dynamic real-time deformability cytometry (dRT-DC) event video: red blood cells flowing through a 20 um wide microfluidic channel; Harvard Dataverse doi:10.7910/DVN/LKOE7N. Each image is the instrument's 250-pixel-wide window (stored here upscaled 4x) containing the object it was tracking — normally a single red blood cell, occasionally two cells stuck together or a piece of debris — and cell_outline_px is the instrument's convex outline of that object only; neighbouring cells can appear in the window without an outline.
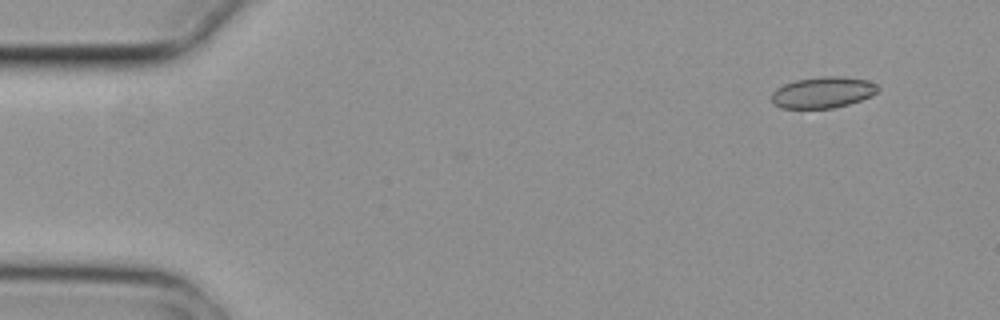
{"species": "common noctule bat (a hibernating species)", "species_latin": "Nyctalus noctula", "temperature_condition": "cold", "stored_images_in_passage": 5, "camera_frame_rate_fps": 3000, "um_per_image_px": 0.085, "animal": {"sex": "female", "body_mass_g": 29.2, "forearm_length_mm": 56.3}, "frame": {"image": 1, "passage_image": 2, "time_ms": 0.333, "image_size_px": [1000, 320], "cell_outline_px": [[880, 88], [872, 96], [848, 104], [832, 108], [780, 108], [772, 104], [772, 92], [776, 88], [784, 84], [796, 80], [824, 76], [840, 76], [868, 80], [876, 84]], "centroid_in_image_um": [69.93, 7.85], "position_along_channel_um": 15.1, "area_um2": 19.36}}
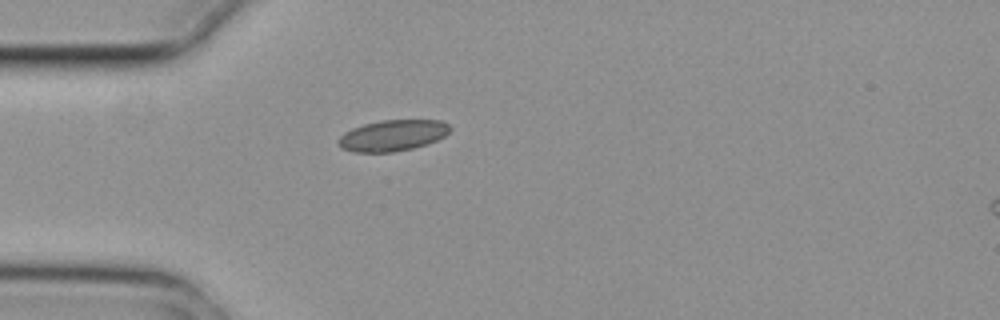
{"frame": {"image": 2, "passage_image": 5, "time_ms": 1.333, "image_size_px": [1000, 320], "cell_outline_px": [[452, 128], [444, 136], [436, 140], [412, 148], [392, 152], [352, 152], [340, 148], [336, 140], [344, 132], [352, 128], [364, 124], [380, 120], [440, 120], [448, 124]], "centroid_in_image_um": [33.32, 11.51], "position_along_channel_um": 51.7, "area_um2": 20.23}}